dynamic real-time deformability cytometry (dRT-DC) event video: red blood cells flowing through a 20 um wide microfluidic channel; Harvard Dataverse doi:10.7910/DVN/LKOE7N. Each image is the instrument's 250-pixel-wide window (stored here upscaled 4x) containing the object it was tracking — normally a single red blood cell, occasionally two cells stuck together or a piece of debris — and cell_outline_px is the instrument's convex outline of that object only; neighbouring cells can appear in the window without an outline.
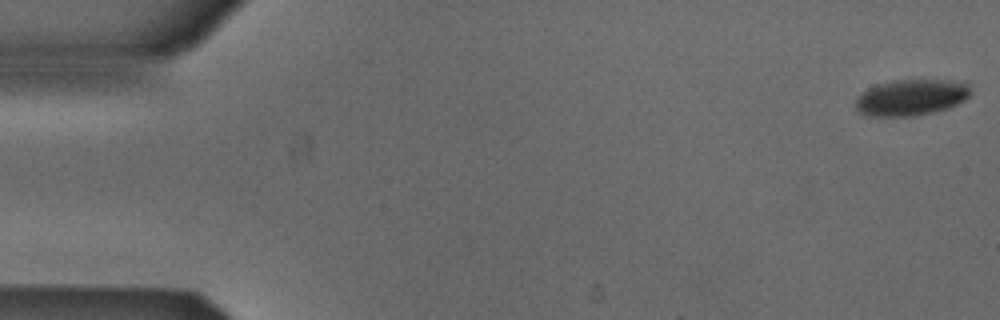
{"species": "Egyptian fruit bat (a non-hibernating species)", "species_latin": "Rousettus aegyptiacus", "temperature_condition": "cold", "stored_images_in_passage": 5, "camera_frame_rate_fps": 3000, "um_per_image_px": 0.085, "animal": {"sex": "male"}, "frame": {"image": 1, "passage_image": 1, "time_ms": 0.0, "image_size_px": [1000, 320], "cell_outline_px": [[972, 92], [964, 100], [948, 108], [932, 112], [912, 116], [868, 116], [856, 112], [856, 96], [860, 92], [868, 88], [880, 84], [896, 80], [964, 80], [968, 84]], "centroid_in_image_um": [77.44, 8.27], "position_along_channel_um": 7.6, "area_um2": 24.45}}
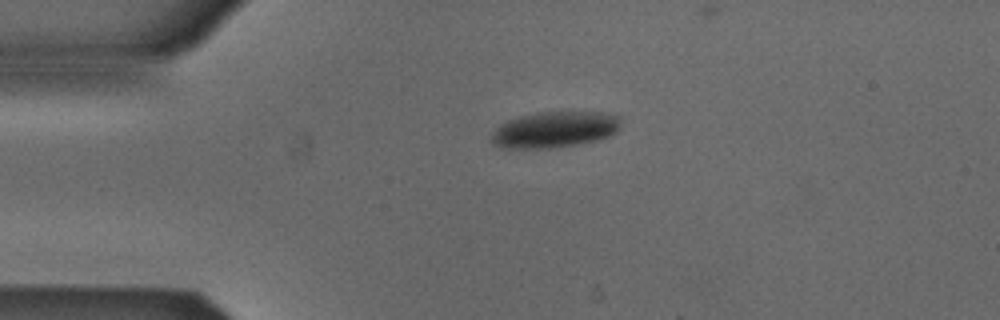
{"frame": {"image": 2, "passage_image": 4, "time_ms": 1.0, "image_size_px": [1000, 320], "cell_outline_px": [[620, 128], [616, 132], [608, 136], [596, 140], [556, 148], [508, 148], [492, 144], [492, 132], [500, 124], [508, 120], [520, 116], [536, 112], [600, 112], [620, 116]], "centroid_in_image_um": [47.15, 11.01], "position_along_channel_um": 37.9, "area_um2": 27.17}}